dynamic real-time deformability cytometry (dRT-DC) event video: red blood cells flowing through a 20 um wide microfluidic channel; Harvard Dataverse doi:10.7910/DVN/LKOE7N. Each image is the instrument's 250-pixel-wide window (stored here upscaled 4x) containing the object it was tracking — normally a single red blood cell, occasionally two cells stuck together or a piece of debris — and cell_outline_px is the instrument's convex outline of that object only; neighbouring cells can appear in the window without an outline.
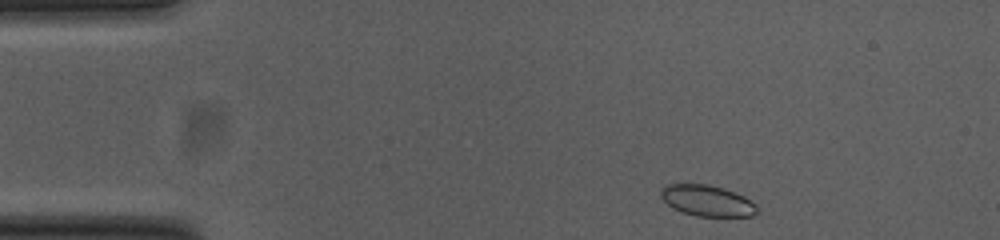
{"species": "common noctule bat (a hibernating species)", "species_latin": "Nyctalus noctula", "temperature_condition": "cold", "stored_images_in_passage": 47, "camera_frame_rate_fps": 3000, "um_per_image_px": 0.085, "animal": {"sex": "female", "body_mass_g": 23.0, "forearm_length_mm": 53.4}, "frame": {"image": 1, "passage_image": 1, "time_ms": 0.0, "image_size_px": [1000, 240], "cell_outline_px": [[760, 212], [752, 216], [696, 216], [680, 212], [672, 208], [660, 196], [660, 188], [668, 184], [708, 184], [724, 188], [736, 192], [744, 196], [756, 204]], "centroid_in_image_um": [60.12, 17.06], "position_along_channel_um": 24.9, "area_um2": 17.69}}
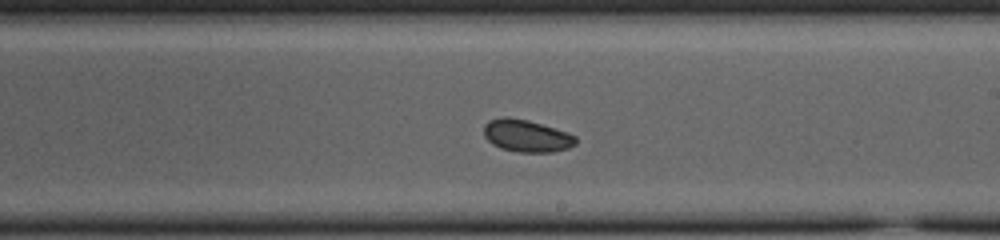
{"frame": {"image": 2, "passage_image": 24, "time_ms": 7.667, "image_size_px": [1000, 240], "cell_outline_px": [[576, 144], [568, 148], [552, 152], [520, 152], [500, 148], [492, 144], [484, 136], [484, 124], [488, 120], [504, 116], [508, 116], [528, 120], [568, 132], [576, 136]], "centroid_in_image_um": [44.74, 11.53], "position_along_channel_um": 244.3, "area_um2": 17.4}}
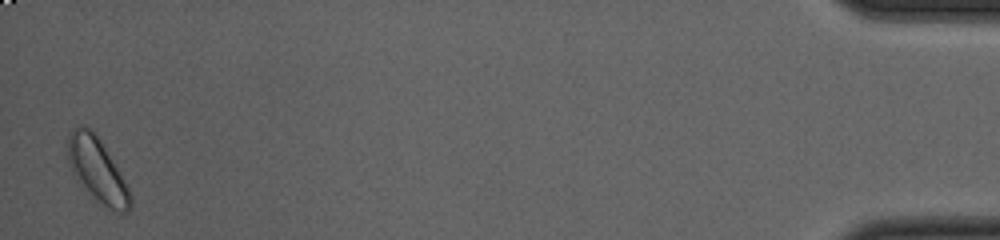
{"frame": {"image": 3, "passage_image": 46, "time_ms": 15.0, "image_size_px": [1000, 240], "cell_outline_px": [[132, 208], [128, 212], [120, 216], [104, 204], [72, 172], [68, 160], [68, 132], [80, 124], [92, 128], [128, 188], [132, 196]], "centroid_in_image_um": [8.29, 14.43], "position_along_channel_um": 426.9, "area_um2": 22.31}, "authors_computed_cell_mechanics": {"area_um2": 17.6868, "velocity_mm_per_s": 3.7652, "shape_relaxation_time_tau1_ms": 2.4179, "shape_relaxation_time_tau2_ms": null, "deformation_change_tau1": 0.0431, "deformation_change_tau2": null}}